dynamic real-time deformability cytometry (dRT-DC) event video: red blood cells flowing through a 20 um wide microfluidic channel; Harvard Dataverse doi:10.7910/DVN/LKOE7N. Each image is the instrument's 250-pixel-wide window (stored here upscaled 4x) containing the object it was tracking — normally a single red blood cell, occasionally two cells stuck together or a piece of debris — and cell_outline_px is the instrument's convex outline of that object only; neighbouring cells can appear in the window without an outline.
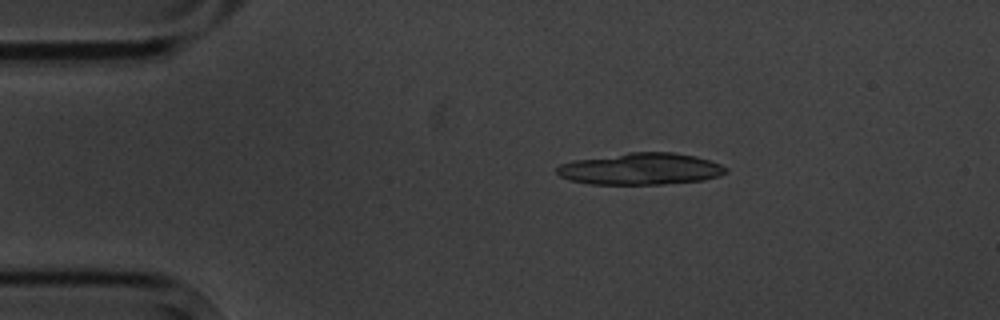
{"species": "common noctule bat (a hibernating species)", "species_latin": "Nyctalus noctula", "temperature_condition": "cold", "stored_images_in_passage": 4, "camera_frame_rate_fps": 3000, "um_per_image_px": 0.085, "animal": {"sex": "male", "body_mass_g": 20.1, "forearm_length_mm": 53.5}, "frame": {"image": 1, "passage_image": 2, "time_ms": 1.0, "image_size_px": [1000, 320], "cell_outline_px": [[728, 172], [720, 176], [704, 180], [660, 184], [588, 184], [568, 180], [560, 176], [556, 172], [556, 168], [560, 164], [572, 160], [628, 152], [672, 152], [696, 156], [720, 164], [728, 168]], "centroid_in_image_um": [54.44, 14.35], "position_along_channel_um": 30.6, "area_um2": 31.5}}